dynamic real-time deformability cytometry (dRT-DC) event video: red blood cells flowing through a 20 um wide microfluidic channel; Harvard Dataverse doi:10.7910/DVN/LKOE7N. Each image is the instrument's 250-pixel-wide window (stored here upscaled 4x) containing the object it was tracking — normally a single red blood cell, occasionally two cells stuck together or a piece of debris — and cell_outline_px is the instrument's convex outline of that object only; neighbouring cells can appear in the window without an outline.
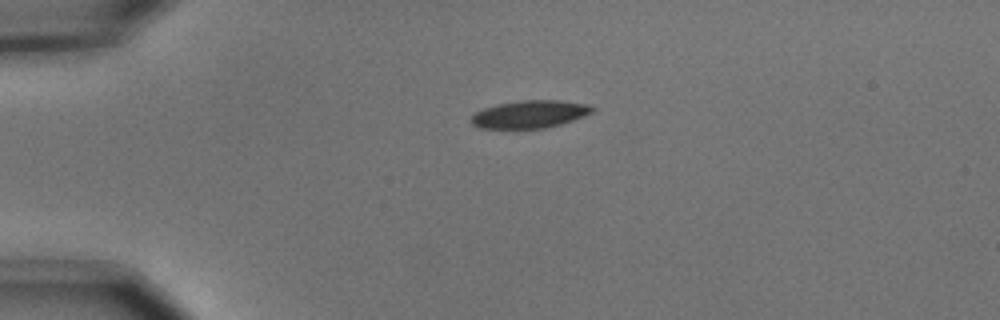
{"species": "common noctule bat (a hibernating species)", "species_latin": "Nyctalus noctula", "temperature_condition": "cold", "stored_images_in_passage": 2, "camera_frame_rate_fps": 3000, "um_per_image_px": 0.085, "animal": {"sex": "male", "body_mass_g": 15.6}, "frame": {"image": 1, "passage_image": 1, "time_ms": 0.0, "image_size_px": [1000, 320], "cell_outline_px": [[596, 108], [592, 112], [584, 116], [560, 124], [544, 128], [480, 128], [472, 124], [468, 120], [476, 112], [484, 108], [496, 104], [520, 100], [560, 100], [592, 104]], "centroid_in_image_um": [45.05, 9.69], "position_along_channel_um": 40.0, "area_um2": 19.65}}